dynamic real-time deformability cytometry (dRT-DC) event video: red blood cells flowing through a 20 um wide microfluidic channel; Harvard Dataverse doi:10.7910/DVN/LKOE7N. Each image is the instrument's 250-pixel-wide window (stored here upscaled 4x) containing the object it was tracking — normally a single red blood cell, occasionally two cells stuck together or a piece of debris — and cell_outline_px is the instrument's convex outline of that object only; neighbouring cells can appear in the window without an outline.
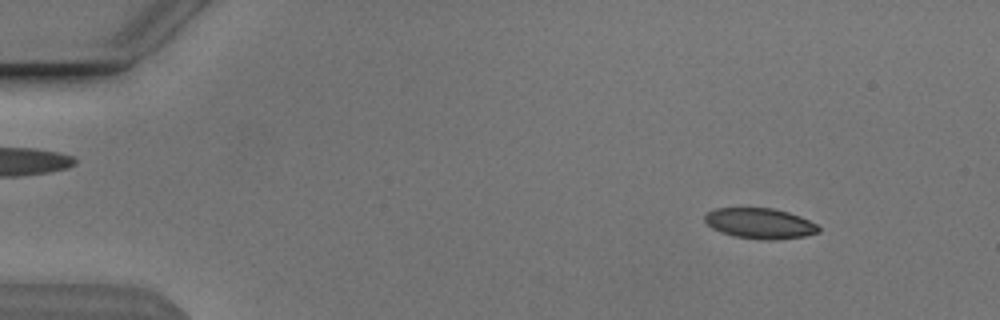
{"species": "Egyptian fruit bat (a non-hibernating species)", "species_latin": "Rousettus aegyptiacus", "temperature_condition": "cold", "stored_images_in_passage": 15, "camera_frame_rate_fps": 3000, "um_per_image_px": 0.085, "animal": {"sex": "male"}, "frame": {"image": 1, "passage_image": 6, "time_ms": 1.667, "image_size_px": [1000, 320], "cell_outline_px": [[820, 232], [804, 236], [776, 240], [764, 240], [736, 236], [720, 232], [712, 228], [704, 220], [704, 216], [708, 212], [716, 208], [772, 208], [788, 212], [800, 216], [816, 224], [820, 228]], "centroid_in_image_um": [64.6, 18.99], "position_along_channel_um": 20.4, "area_um2": 20.17}}
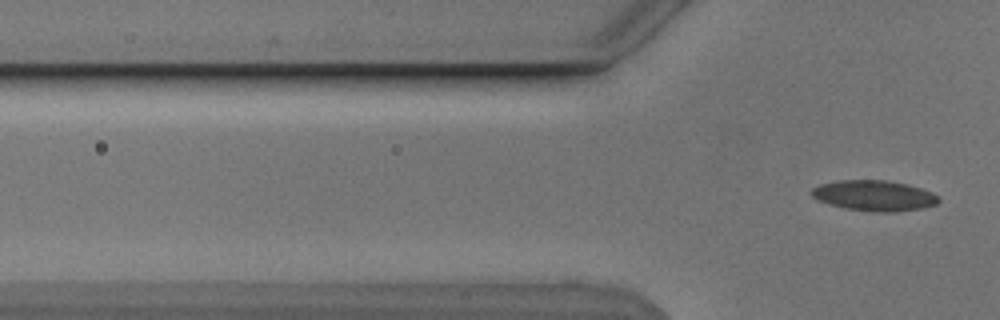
{"frame": {"image": 2, "passage_image": 15, "time_ms": 4.667, "image_size_px": [1000, 320], "cell_outline_px": [[940, 200], [936, 204], [924, 208], [896, 212], [872, 212], [844, 208], [828, 204], [816, 200], [808, 192], [812, 188], [820, 184], [840, 180], [888, 180], [908, 184], [932, 192]], "centroid_in_image_um": [74.27, 16.63], "position_along_channel_um": 51.5, "area_um2": 22.89}}